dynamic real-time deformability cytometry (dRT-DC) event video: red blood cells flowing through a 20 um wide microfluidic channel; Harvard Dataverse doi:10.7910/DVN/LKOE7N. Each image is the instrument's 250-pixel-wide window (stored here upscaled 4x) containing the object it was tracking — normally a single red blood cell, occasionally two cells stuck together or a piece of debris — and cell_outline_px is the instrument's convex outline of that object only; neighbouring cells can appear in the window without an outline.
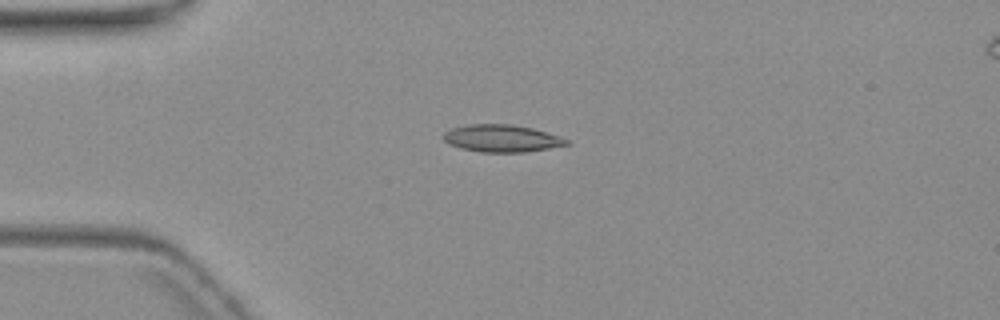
{"species": "common noctule bat (a hibernating species)", "species_latin": "Nyctalus noctula", "temperature_condition": "warm", "stored_images_in_passage": 7, "camera_frame_rate_fps": 3000, "um_per_image_px": 0.085, "animal": {"sex": "female", "body_mass_g": 19.3, "forearm_length_mm": 54.1}, "frame": {"image": 1, "passage_image": 4, "time_ms": 3.333, "image_size_px": [1000, 320], "cell_outline_px": [[572, 144], [524, 152], [480, 152], [460, 148], [448, 144], [444, 140], [444, 132], [452, 128], [468, 124], [512, 124], [532, 128], [568, 140]], "centroid_in_image_um": [42.6, 11.76], "position_along_channel_um": 42.4, "area_um2": 19.42}}
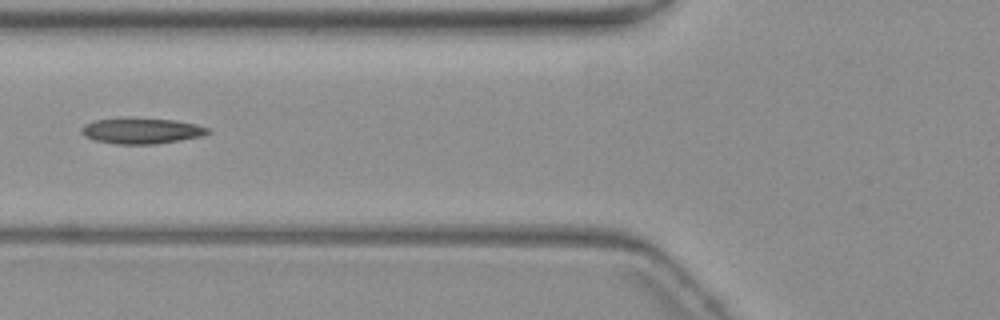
{"frame": {"image": 2, "passage_image": 6, "time_ms": 6.0, "image_size_px": [1000, 320], "cell_outline_px": [[212, 132], [200, 136], [180, 140], [156, 144], [116, 144], [96, 140], [84, 136], [80, 132], [80, 128], [84, 124], [96, 120], [120, 116], [172, 120], [196, 124], [208, 128]], "centroid_in_image_um": [11.97, 11.1], "position_along_channel_um": 113.8, "area_um2": 19.31}}
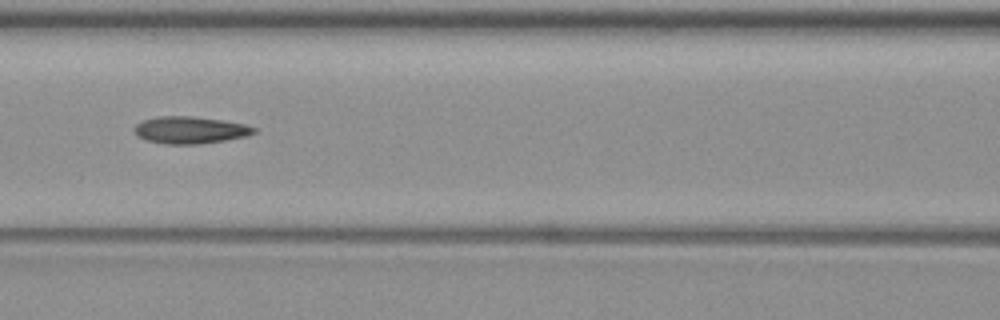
{"frame": {"image": 3, "passage_image": 7, "time_ms": 7.0, "image_size_px": [1000, 320], "cell_outline_px": [[256, 132], [248, 136], [200, 144], [164, 144], [144, 140], [136, 136], [136, 124], [144, 120], [160, 116], [192, 116], [220, 120], [244, 124], [256, 128]], "centroid_in_image_um": [16.16, 11.06], "position_along_channel_um": 150.4, "area_um2": 18.79}}